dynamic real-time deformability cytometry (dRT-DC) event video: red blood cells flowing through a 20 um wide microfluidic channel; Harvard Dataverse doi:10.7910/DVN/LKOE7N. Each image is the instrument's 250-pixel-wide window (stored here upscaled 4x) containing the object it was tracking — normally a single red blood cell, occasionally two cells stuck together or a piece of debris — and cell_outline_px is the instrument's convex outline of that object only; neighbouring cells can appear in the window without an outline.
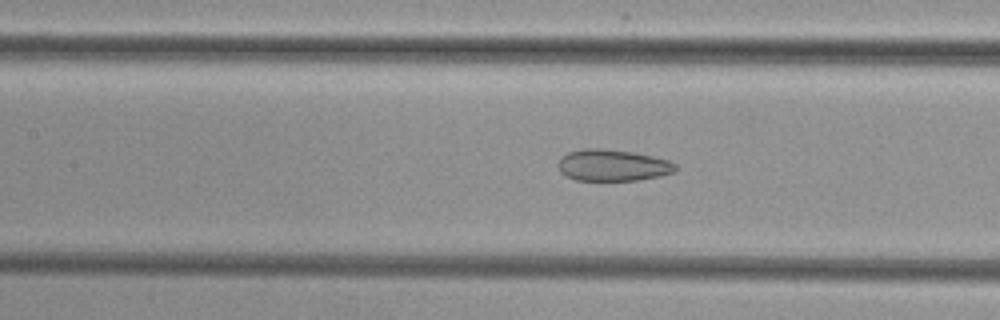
{"species": "common noctule bat (a hibernating species)", "species_latin": "Nyctalus noctula", "temperature_condition": "cold", "stored_images_in_passage": 52, "camera_frame_rate_fps": 3000, "um_per_image_px": 0.085, "animal": {"sex": "female", "body_mass_g": 29.2, "forearm_length_mm": 56.3}, "frame": {"image": 1, "passage_image": 24, "time_ms": 7.667, "image_size_px": [1000, 320], "cell_outline_px": [[676, 172], [660, 176], [636, 180], [576, 180], [564, 176], [560, 172], [556, 164], [560, 156], [568, 152], [584, 148], [600, 148], [632, 152], [652, 156], [668, 160], [676, 164]], "centroid_in_image_um": [52.02, 14.04], "position_along_channel_um": 155.4, "area_um2": 21.79}}
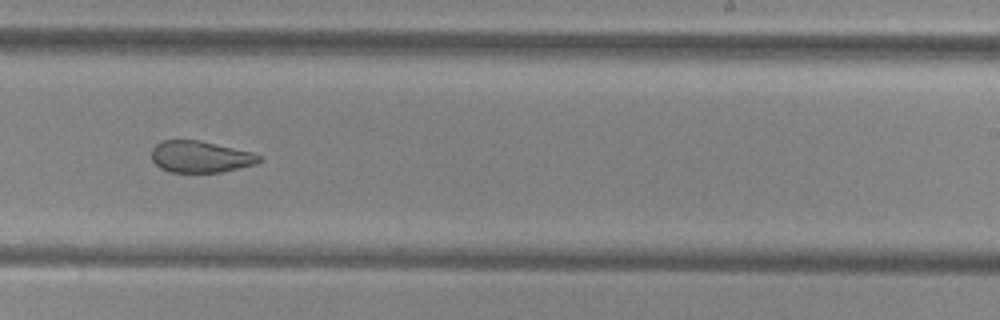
{"frame": {"image": 2, "passage_image": 33, "time_ms": 10.667, "image_size_px": [1000, 320], "cell_outline_px": [[264, 160], [256, 164], [220, 172], [168, 172], [160, 168], [152, 160], [152, 148], [160, 140], [200, 140], [252, 152], [260, 156]], "centroid_in_image_um": [17.03, 13.32], "position_along_channel_um": 272.0, "area_um2": 19.88}}
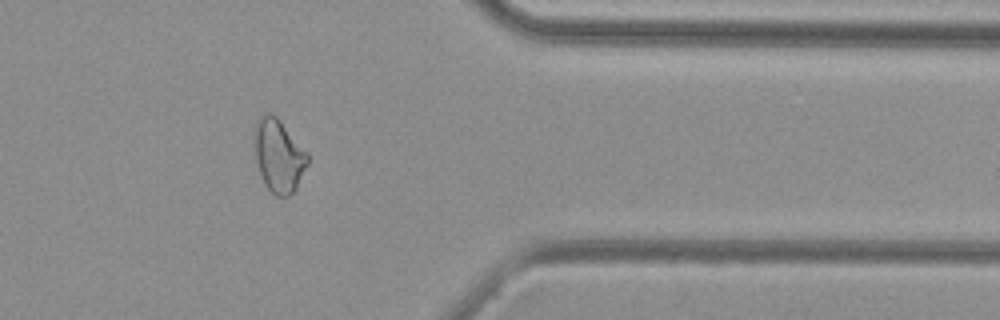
{"frame": {"image": 3, "passage_image": 43, "time_ms": 14.0, "image_size_px": [1000, 320], "cell_outline_px": [[308, 164], [296, 188], [288, 196], [276, 196], [264, 184], [256, 160], [252, 140], [256, 120], [268, 112], [272, 112], [280, 120], [308, 152]], "centroid_in_image_um": [23.67, 13.2], "position_along_channel_um": 387.7, "area_um2": 22.83}}